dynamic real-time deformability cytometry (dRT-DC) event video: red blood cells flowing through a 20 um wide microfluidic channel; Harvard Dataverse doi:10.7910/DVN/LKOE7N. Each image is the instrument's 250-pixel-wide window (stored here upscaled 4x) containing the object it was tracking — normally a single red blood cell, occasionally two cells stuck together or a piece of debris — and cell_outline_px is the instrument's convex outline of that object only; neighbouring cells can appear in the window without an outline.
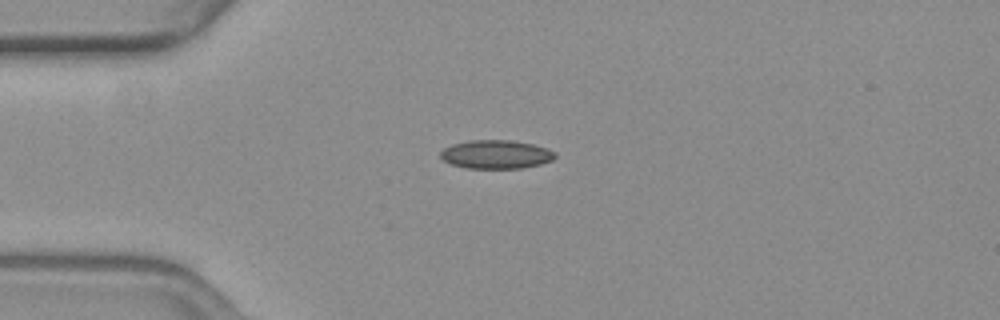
{"species": "common noctule bat (a hibernating species)", "species_latin": "Nyctalus noctula", "temperature_condition": "warm", "stored_images_in_passage": 20, "camera_frame_rate_fps": 3000, "um_per_image_px": 0.085, "animal": {"sex": "female", "body_mass_g": 19.3, "forearm_length_mm": 54.1}, "frame": {"image": 1, "passage_image": 1, "time_ms": 0.0, "image_size_px": [1000, 320], "cell_outline_px": [[556, 156], [552, 160], [540, 164], [520, 168], [468, 168], [452, 164], [444, 160], [440, 156], [440, 152], [444, 148], [452, 144], [468, 140], [512, 140], [532, 144], [548, 148], [556, 152]], "centroid_in_image_um": [42.18, 13.11], "position_along_channel_um": 42.8, "area_um2": 19.07}}
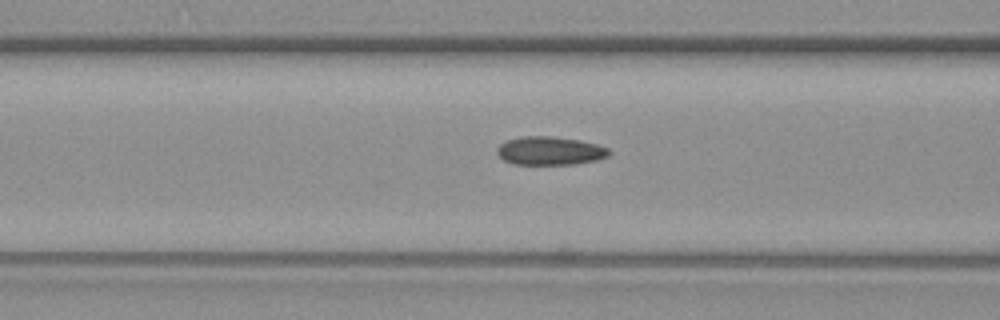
{"frame": {"image": 2, "passage_image": 9, "time_ms": 2.667, "image_size_px": [1000, 320], "cell_outline_px": [[612, 152], [608, 156], [596, 160], [572, 164], [512, 164], [504, 160], [496, 152], [496, 148], [500, 144], [508, 140], [520, 136], [552, 136], [580, 140], [596, 144], [608, 148]], "centroid_in_image_um": [46.74, 12.81], "position_along_channel_um": 119.9, "area_um2": 18.55}}
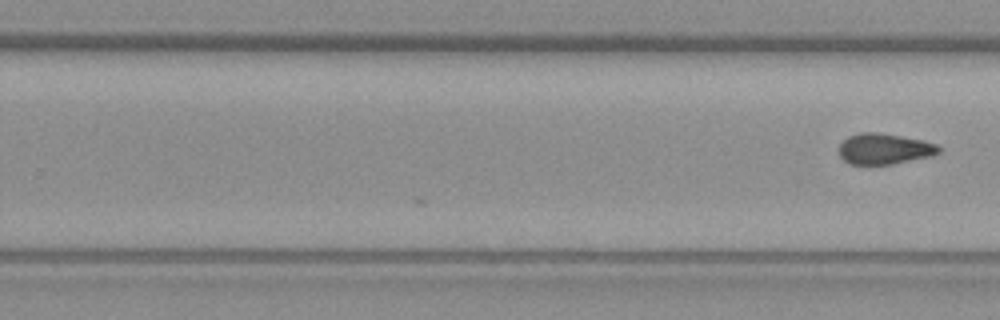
{"frame": {"image": 3, "passage_image": 20, "time_ms": 6.333, "image_size_px": [1000, 320], "cell_outline_px": [[940, 152], [932, 156], [892, 164], [848, 164], [840, 156], [840, 144], [848, 136], [860, 132], [876, 132], [924, 140], [936, 144], [940, 148]], "centroid_in_image_um": [75.17, 12.65], "position_along_channel_um": 254.6, "area_um2": 17.86}}